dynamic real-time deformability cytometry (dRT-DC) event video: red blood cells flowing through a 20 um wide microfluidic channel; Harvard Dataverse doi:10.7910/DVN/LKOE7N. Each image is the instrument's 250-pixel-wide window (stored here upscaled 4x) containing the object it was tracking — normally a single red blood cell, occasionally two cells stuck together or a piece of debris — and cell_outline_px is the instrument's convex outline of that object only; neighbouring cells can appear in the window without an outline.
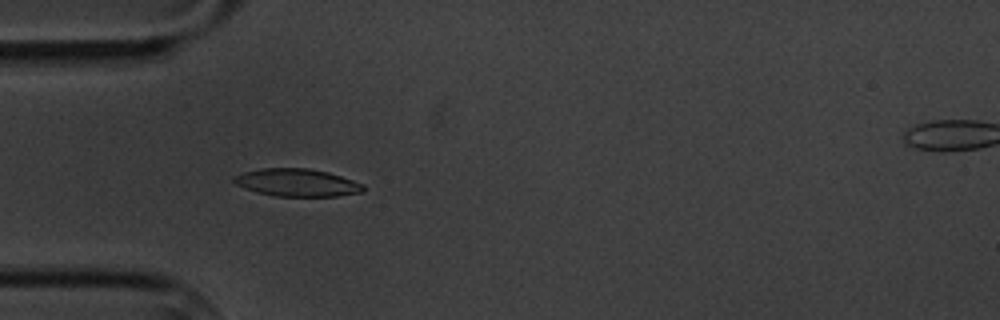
{"species": "common noctule bat (a hibernating species)", "species_latin": "Nyctalus noctula", "temperature_condition": "cold", "stored_images_in_passage": 4, "camera_frame_rate_fps": 3000, "um_per_image_px": 0.085, "animal": {"sex": "male", "body_mass_g": 20.1, "forearm_length_mm": 53.5}, "frame": {"image": 1, "passage_image": 3, "time_ms": 2.333, "image_size_px": [1000, 320], "cell_outline_px": [[364, 192], [336, 196], [272, 196], [256, 192], [244, 188], [236, 184], [232, 180], [232, 176], [244, 172], [260, 168], [308, 168], [328, 172], [364, 184]], "centroid_in_image_um": [25.22, 15.52], "position_along_channel_um": 59.8, "area_um2": 20.92}}
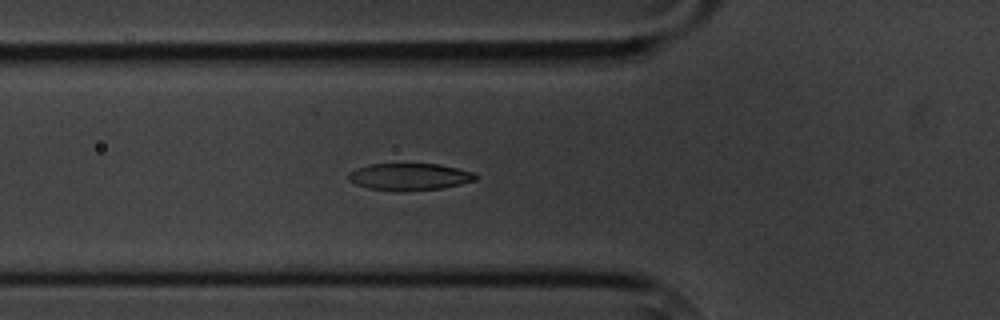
{"frame": {"image": 2, "passage_image": 4, "time_ms": 3.333, "image_size_px": [1000, 320], "cell_outline_px": [[476, 180], [460, 184], [440, 188], [404, 192], [396, 192], [368, 188], [356, 184], [348, 180], [348, 172], [356, 168], [368, 164], [440, 164], [476, 172]], "centroid_in_image_um": [34.78, 15.03], "position_along_channel_um": 91.0, "area_um2": 20.29}}